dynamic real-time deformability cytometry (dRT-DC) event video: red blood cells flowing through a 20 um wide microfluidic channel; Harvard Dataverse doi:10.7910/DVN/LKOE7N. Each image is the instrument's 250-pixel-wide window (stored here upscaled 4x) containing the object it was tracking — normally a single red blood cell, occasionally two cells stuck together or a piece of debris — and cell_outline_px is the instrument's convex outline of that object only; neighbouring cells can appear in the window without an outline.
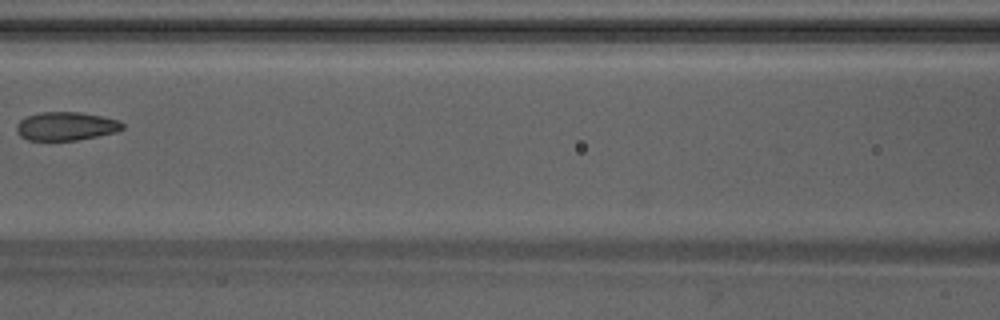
{"species": "Egyptian fruit bat (a non-hibernating species)", "species_latin": "Rousettus aegyptiacus", "temperature_condition": "warm", "stored_images_in_passage": 4, "camera_frame_rate_fps": 3000, "um_per_image_px": 0.085, "animal": {"sex": "male"}, "frame": {"image": 1, "passage_image": 4, "time_ms": 1.0, "image_size_px": [1000, 320], "cell_outline_px": [[124, 128], [116, 132], [76, 140], [28, 140], [20, 136], [16, 132], [16, 124], [20, 120], [28, 116], [40, 112], [80, 112], [120, 120], [124, 124]], "centroid_in_image_um": [5.6, 10.72], "position_along_channel_um": 161.0, "area_um2": 17.57}}